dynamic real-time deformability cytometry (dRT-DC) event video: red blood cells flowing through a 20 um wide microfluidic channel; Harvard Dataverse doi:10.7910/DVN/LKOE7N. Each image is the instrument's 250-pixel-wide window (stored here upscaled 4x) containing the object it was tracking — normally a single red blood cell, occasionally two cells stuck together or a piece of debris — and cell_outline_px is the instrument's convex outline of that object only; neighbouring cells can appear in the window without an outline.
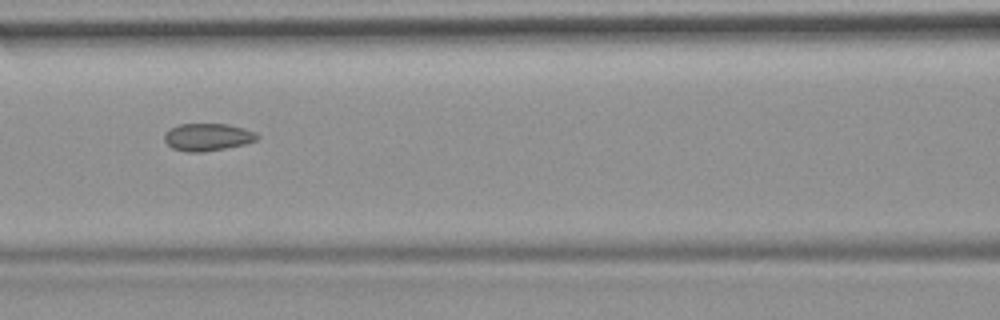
{"species": "common noctule bat (a hibernating species)", "species_latin": "Nyctalus noctula", "temperature_condition": "room temperature", "stored_images_in_passage": 43, "camera_frame_rate_fps": 3000, "um_per_image_px": 0.085, "animal": {"sex": "female", "body_mass_g": 19.9}, "frame": {"image": 1, "passage_image": 13, "time_ms": 4.0, "image_size_px": [1000, 320], "cell_outline_px": [[260, 136], [256, 140], [244, 144], [204, 152], [188, 152], [172, 148], [164, 140], [164, 132], [168, 128], [180, 124], [228, 124], [244, 128], [256, 132]], "centroid_in_image_um": [17.62, 11.64], "position_along_channel_um": 149.0, "area_um2": 14.91}}
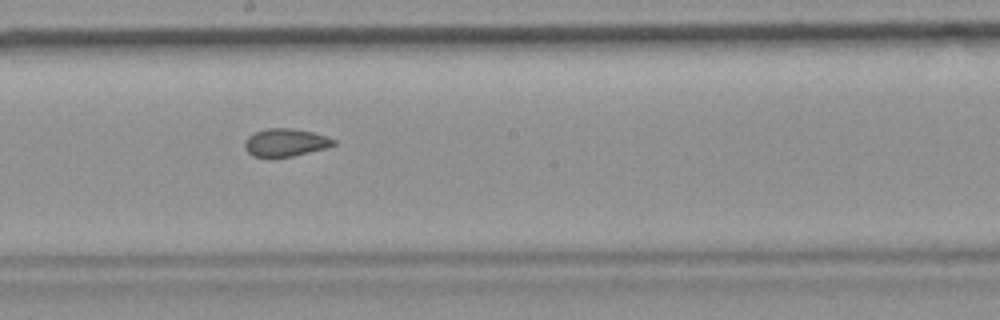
{"frame": {"image": 2, "passage_image": 19, "time_ms": 6.0, "image_size_px": [1000, 320], "cell_outline_px": [[336, 144], [328, 148], [292, 156], [252, 156], [244, 148], [244, 140], [248, 136], [256, 132], [268, 128], [292, 128], [312, 132], [328, 136], [336, 140]], "centroid_in_image_um": [24.29, 12.1], "position_along_channel_um": 223.9, "area_um2": 14.39}, "authors_computed_cell_mechanics": {"area_um2": 14.9702, "velocity_mm_per_s": 3.7709, "shape_relaxation_time_tau1_ms": null, "shape_relaxation_time_tau2_ms": 1.9816, "deformation_change_tau1": null, "deformation_change_tau2": 0.0785}}